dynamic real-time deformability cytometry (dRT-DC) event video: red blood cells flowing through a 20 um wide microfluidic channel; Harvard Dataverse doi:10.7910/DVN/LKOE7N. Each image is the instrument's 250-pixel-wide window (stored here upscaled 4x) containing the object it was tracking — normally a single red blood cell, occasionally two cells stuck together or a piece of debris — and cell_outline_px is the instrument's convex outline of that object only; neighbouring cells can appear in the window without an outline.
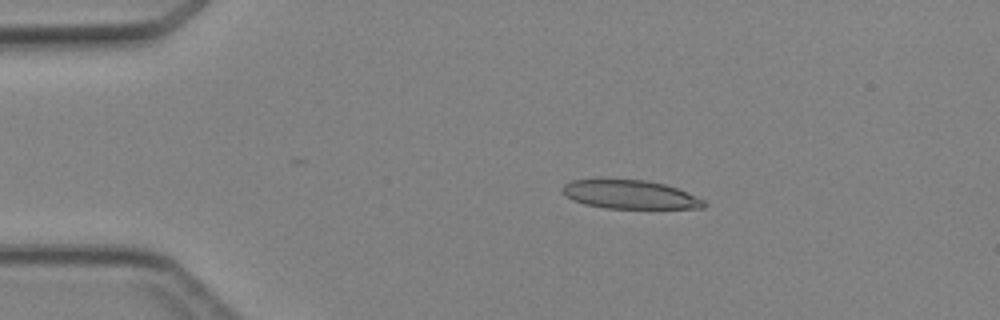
{"species": "Egyptian fruit bat (a non-hibernating species)", "species_latin": "Rousettus aegyptiacus", "temperature_condition": "cold", "stored_images_in_passage": 4, "camera_frame_rate_fps": 3000, "um_per_image_px": 0.085, "animal": {"sex": "female"}, "frame": {"image": 1, "passage_image": 3, "time_ms": 2.333, "image_size_px": [1000, 320], "cell_outline_px": [[708, 204], [704, 208], [604, 208], [584, 204], [572, 200], [560, 188], [564, 184], [572, 180], [648, 180], [664, 184], [676, 188], [704, 200]], "centroid_in_image_um": [53.55, 16.54], "position_along_channel_um": 31.4, "area_um2": 23.35}}